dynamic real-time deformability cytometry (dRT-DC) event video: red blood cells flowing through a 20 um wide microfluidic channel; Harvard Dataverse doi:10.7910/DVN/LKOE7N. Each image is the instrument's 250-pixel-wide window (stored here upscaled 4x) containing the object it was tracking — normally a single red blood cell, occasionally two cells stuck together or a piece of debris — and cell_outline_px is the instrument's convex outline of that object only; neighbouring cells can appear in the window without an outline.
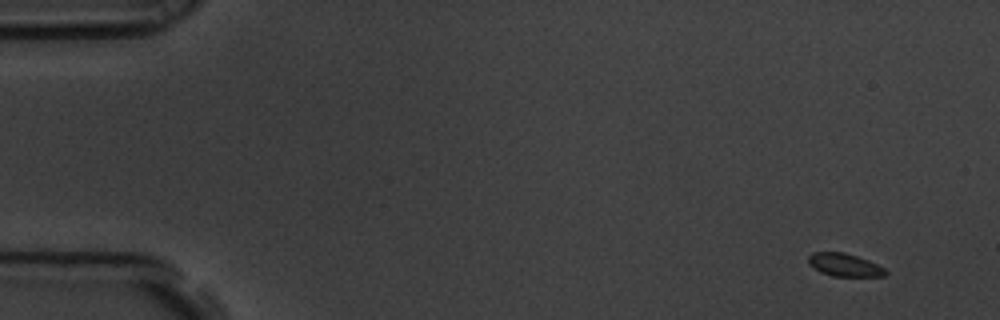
{"species": "common noctule bat (a hibernating species)", "species_latin": "Nyctalus noctula", "temperature_condition": "room temperature", "stored_images_in_passage": 6, "segment_of_instrument_passage": [1, 2], "camera_frame_rate_fps": 3000, "um_per_image_px": 0.085, "animal": {"sex": "male", "body_mass_g": 19.5, "forearm_length_mm": 54.6}, "frame": {"image": 1, "passage_image": 1, "time_ms": 0.0, "image_size_px": [1000, 320], "cell_outline_px": [[888, 272], [884, 276], [832, 276], [820, 272], [808, 264], [808, 256], [812, 252], [844, 252], [868, 260], [884, 268]], "centroid_in_image_um": [71.75, 22.51], "position_along_channel_um": 13.2, "area_um2": 10.29}}